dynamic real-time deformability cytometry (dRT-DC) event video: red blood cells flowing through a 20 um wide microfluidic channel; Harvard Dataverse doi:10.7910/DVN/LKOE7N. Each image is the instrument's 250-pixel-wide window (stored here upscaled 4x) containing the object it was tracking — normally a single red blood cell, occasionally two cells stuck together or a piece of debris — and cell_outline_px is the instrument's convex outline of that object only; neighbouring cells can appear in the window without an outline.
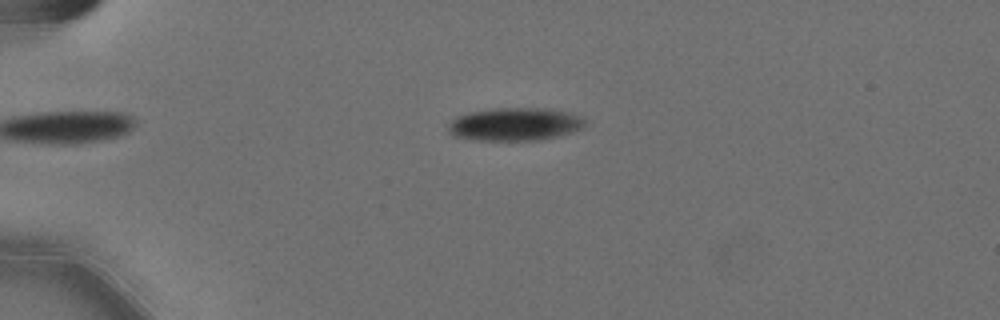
{"species": "Egyptian fruit bat (a non-hibernating species)", "species_latin": "Rousettus aegyptiacus", "temperature_condition": "cold", "stored_images_in_passage": 57, "camera_frame_rate_fps": 3000, "um_per_image_px": 0.085, "animal": {"sex": "female"}, "frame": {"image": 1, "passage_image": 14, "time_ms": 4.333, "image_size_px": [1000, 320], "cell_outline_px": [[588, 124], [584, 128], [572, 132], [556, 136], [536, 140], [480, 140], [452, 136], [448, 132], [448, 124], [456, 116], [468, 112], [496, 108], [548, 108], [568, 112], [584, 116]], "centroid_in_image_um": [43.8, 10.54], "position_along_channel_um": 41.2, "area_um2": 26.59}}
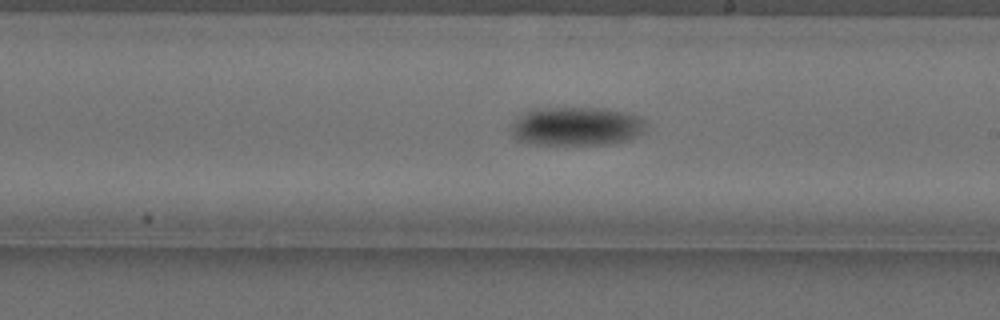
{"frame": {"image": 2, "passage_image": 34, "time_ms": 11.0, "image_size_px": [1000, 320], "cell_outline_px": [[648, 124], [644, 132], [628, 140], [608, 144], [536, 144], [516, 140], [512, 136], [512, 124], [524, 112], [536, 108], [604, 108], [624, 112], [640, 116]], "centroid_in_image_um": [49.03, 10.73], "position_along_channel_um": 240.0, "area_um2": 30.52}}
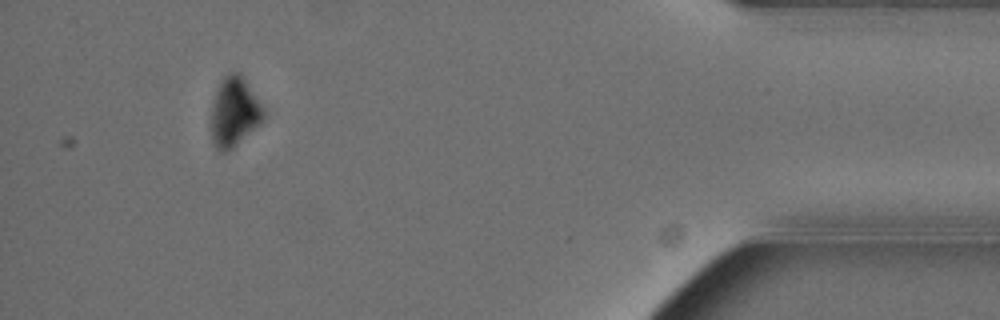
{"frame": {"image": 3, "passage_image": 53, "time_ms": 17.333, "image_size_px": [1000, 320], "cell_outline_px": [[268, 112], [260, 124], [228, 152], [220, 152], [212, 144], [212, 104], [220, 80], [228, 72], [236, 72], [244, 80]], "centroid_in_image_um": [19.93, 9.55], "position_along_channel_um": 415.3, "area_um2": 21.15}, "authors_computed_cell_mechanics": {"area_um2": 27.2238, "velocity_mm_per_s": 3.5729, "shape_relaxation_time_tau1_ms": 2.7179, "shape_relaxation_time_tau2_ms": null, "deformation_change_tau1": 0.0815, "deformation_change_tau2": null}}